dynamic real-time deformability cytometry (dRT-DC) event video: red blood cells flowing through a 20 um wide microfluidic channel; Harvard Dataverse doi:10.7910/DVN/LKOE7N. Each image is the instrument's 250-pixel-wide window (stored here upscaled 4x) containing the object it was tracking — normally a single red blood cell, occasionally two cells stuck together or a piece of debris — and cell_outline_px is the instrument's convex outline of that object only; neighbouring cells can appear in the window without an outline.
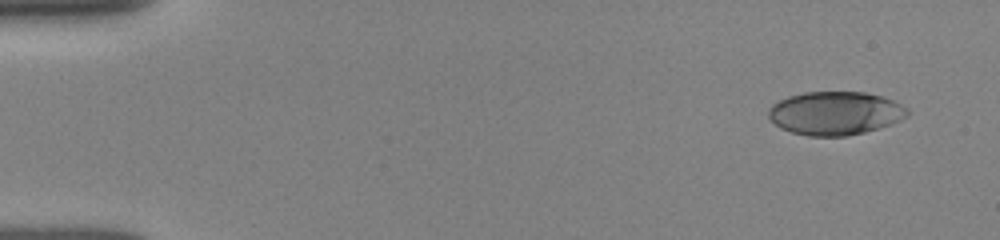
{"species": "human", "species_latin": "Homo sapiens", "temperature_condition": "room temperature", "stored_images_in_passage": 29, "camera_frame_rate_fps": 3000, "um_per_image_px": 0.085, "donor": {"sex": "female"}, "frame": {"image": 1, "passage_image": 1, "time_ms": 0.0, "image_size_px": [1000, 240], "cell_outline_px": [[908, 116], [900, 120], [864, 132], [848, 136], [808, 136], [792, 132], [780, 128], [768, 116], [768, 108], [772, 104], [788, 96], [804, 92], [864, 92], [880, 96], [892, 100], [908, 108]], "centroid_in_image_um": [70.96, 9.62], "position_along_channel_um": 14.0, "area_um2": 34.97}}
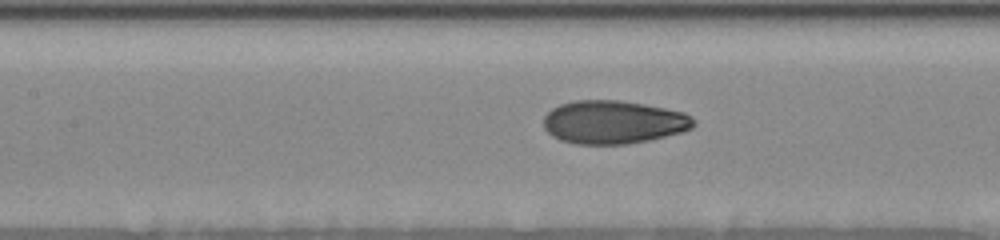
{"frame": {"image": 2, "passage_image": 17, "time_ms": 5.333, "image_size_px": [1000, 240], "cell_outline_px": [[696, 124], [692, 128], [684, 132], [648, 140], [628, 144], [576, 144], [560, 140], [552, 136], [544, 128], [544, 116], [552, 108], [560, 104], [576, 100], [620, 100], [644, 104], [684, 112], [692, 116], [696, 120]], "centroid_in_image_um": [52.16, 10.38], "position_along_channel_um": 155.2, "area_um2": 38.09}}
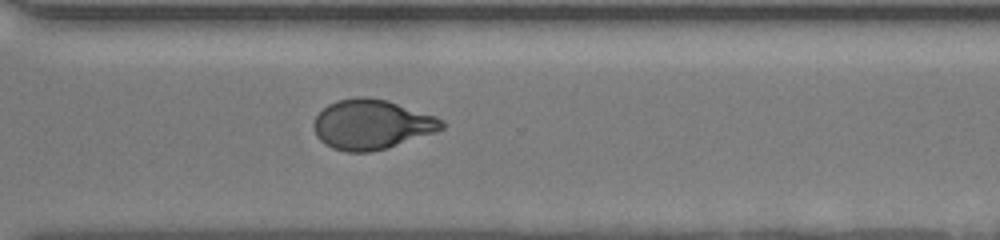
{"frame": {"image": 3, "passage_image": 29, "time_ms": 9.333, "image_size_px": [1000, 240], "cell_outline_px": [[444, 128], [436, 132], [388, 148], [368, 152], [348, 152], [332, 148], [324, 144], [316, 136], [312, 124], [316, 116], [328, 104], [336, 100], [356, 96], [368, 96], [388, 100], [436, 116], [444, 124]], "centroid_in_image_um": [31.57, 10.57], "position_along_channel_um": 339.0, "area_um2": 37.4}}